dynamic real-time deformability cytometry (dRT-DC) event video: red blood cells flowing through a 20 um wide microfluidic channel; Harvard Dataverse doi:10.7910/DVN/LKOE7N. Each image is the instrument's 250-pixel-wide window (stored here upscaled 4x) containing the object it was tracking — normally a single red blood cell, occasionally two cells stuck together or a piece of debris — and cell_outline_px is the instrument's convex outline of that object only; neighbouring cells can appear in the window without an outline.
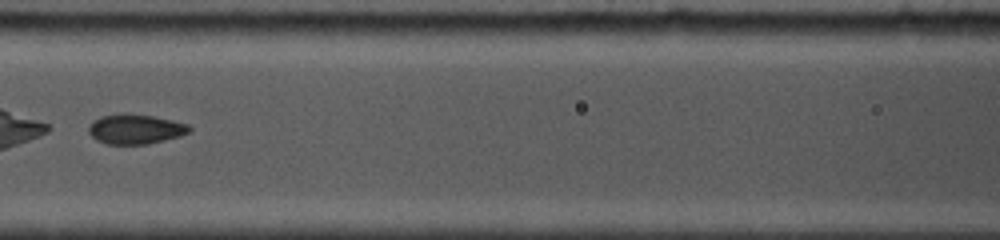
{"species": "common noctule bat (a hibernating species)", "species_latin": "Nyctalus noctula", "temperature_condition": "cold", "stored_images_in_passage": 13, "camera_frame_rate_fps": 5000, "um_per_image_px": 0.085, "animal": {"sex": "female", "body_mass_g": 19.0, "forearm_length_mm": 53.3}, "frame": {"image": 1, "passage_image": 4, "time_ms": 2.2, "image_size_px": [1000, 240], "cell_outline_px": [[192, 128], [188, 132], [180, 136], [148, 144], [104, 144], [96, 140], [88, 132], [88, 124], [92, 120], [100, 116], [120, 112], [152, 116], [172, 120], [188, 124]], "centroid_in_image_um": [11.45, 10.96], "position_along_channel_um": 155.2, "area_um2": 17.74}}